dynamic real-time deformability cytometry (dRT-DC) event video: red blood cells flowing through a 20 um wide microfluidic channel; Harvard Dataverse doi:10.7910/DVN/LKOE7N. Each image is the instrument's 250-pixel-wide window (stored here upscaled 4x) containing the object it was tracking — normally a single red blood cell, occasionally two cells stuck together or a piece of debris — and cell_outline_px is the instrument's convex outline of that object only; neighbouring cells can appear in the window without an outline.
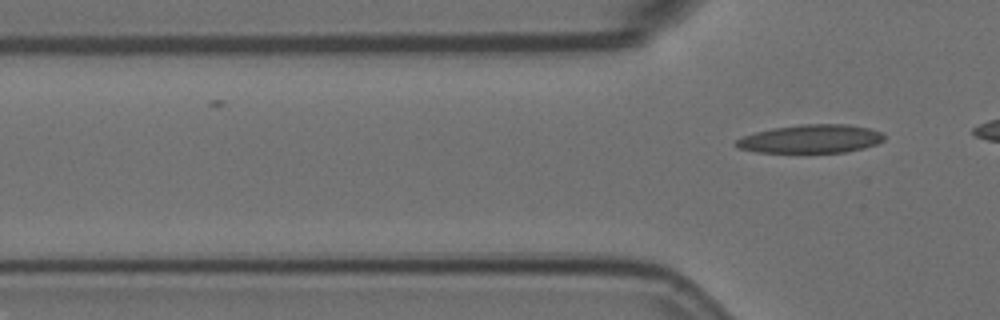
{"species": "Egyptian fruit bat (a non-hibernating species)", "species_latin": "Rousettus aegyptiacus", "temperature_condition": "room temperature", "stored_images_in_passage": 2, "camera_frame_rate_fps": 3000, "um_per_image_px": 0.085, "animal": {"sex": "female"}, "frame": {"image": 1, "passage_image": 2, "time_ms": 0.333, "image_size_px": [1000, 320], "cell_outline_px": [[884, 140], [876, 144], [864, 148], [844, 152], [756, 152], [740, 148], [732, 144], [736, 140], [744, 136], [756, 132], [772, 128], [804, 124], [848, 124], [868, 128], [880, 132], [884, 136]], "centroid_in_image_um": [68.91, 11.8], "position_along_channel_um": 56.9, "area_um2": 24.33}}